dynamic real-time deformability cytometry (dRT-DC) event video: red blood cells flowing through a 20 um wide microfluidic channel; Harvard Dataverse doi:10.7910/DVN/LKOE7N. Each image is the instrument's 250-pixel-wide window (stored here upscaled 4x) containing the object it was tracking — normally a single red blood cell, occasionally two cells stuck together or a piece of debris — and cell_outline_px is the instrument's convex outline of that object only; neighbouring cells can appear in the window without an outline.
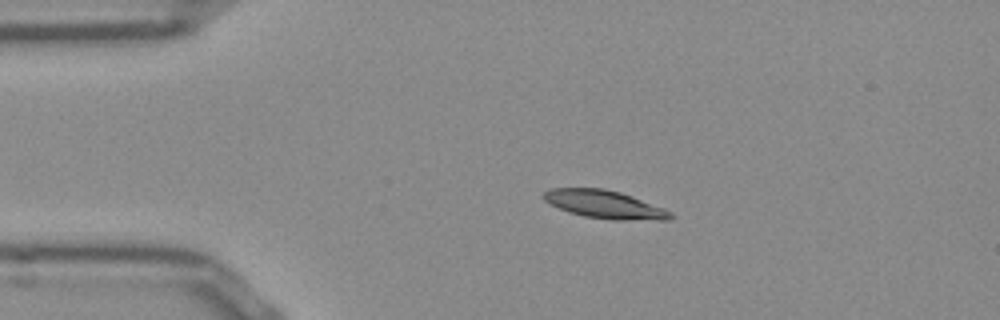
{"species": "Egyptian fruit bat (a non-hibernating species)", "species_latin": "Rousettus aegyptiacus", "temperature_condition": "room temperature", "stored_images_in_passage": 43, "camera_frame_rate_fps": 3000, "um_per_image_px": 0.085, "frame": {"image": 1, "passage_image": 1, "time_ms": 0.0, "image_size_px": [1000, 320], "cell_outline_px": [[672, 216], [668, 220], [612, 220], [584, 216], [568, 212], [544, 200], [540, 196], [544, 192], [552, 188], [604, 188], [620, 192], [664, 208], [672, 212]], "centroid_in_image_um": [51.39, 17.38], "position_along_channel_um": 33.6, "area_um2": 20.69}}
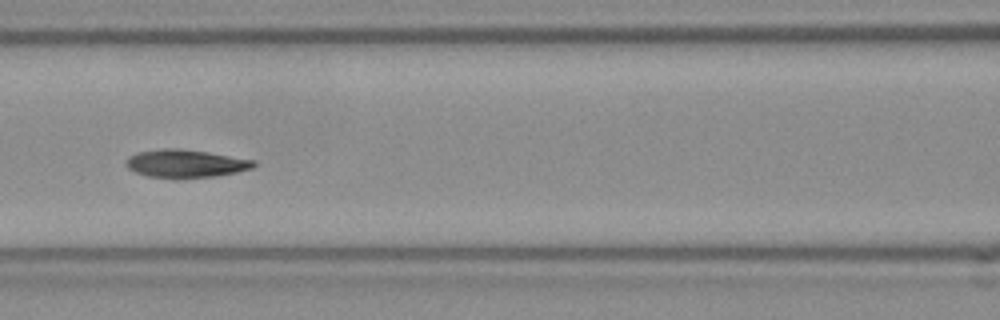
{"frame": {"image": 2, "passage_image": 13, "time_ms": 4.0, "image_size_px": [1000, 320], "cell_outline_px": [[256, 164], [252, 168], [236, 172], [216, 176], [180, 180], [148, 176], [136, 172], [128, 168], [128, 156], [136, 152], [164, 148], [180, 148], [208, 152], [256, 160]], "centroid_in_image_um": [15.79, 13.92], "position_along_channel_um": 150.8, "area_um2": 21.15}}
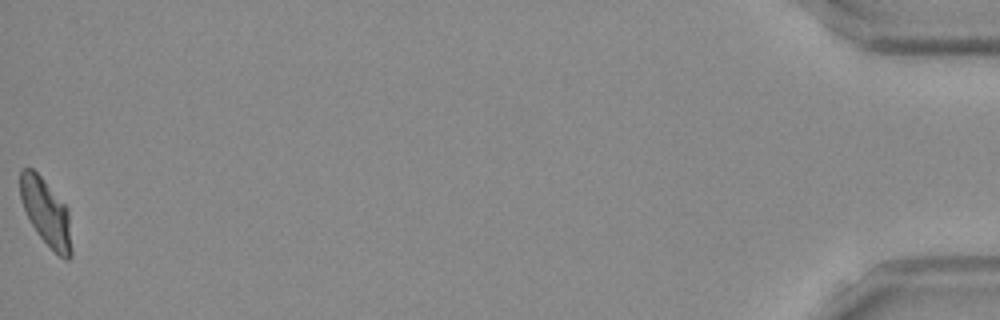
{"frame": {"image": 3, "passage_image": 43, "time_ms": 14.0, "image_size_px": [1000, 320], "cell_outline_px": [[72, 256], [68, 260], [64, 260], [36, 232], [24, 208], [20, 196], [20, 168], [32, 168], [40, 176], [68, 208], [72, 248]], "centroid_in_image_um": [3.93, 18.06], "position_along_channel_um": 431.3, "area_um2": 19.71}, "authors_computed_cell_mechanics": {"area_um2": 20.7502, "velocity_mm_per_s": 3.8622, "shape_relaxation_time_tau1_ms": null, "shape_relaxation_time_tau2_ms": 2.2364, "deformation_change_tau1": null, "deformation_change_tau2": 0.0658}}